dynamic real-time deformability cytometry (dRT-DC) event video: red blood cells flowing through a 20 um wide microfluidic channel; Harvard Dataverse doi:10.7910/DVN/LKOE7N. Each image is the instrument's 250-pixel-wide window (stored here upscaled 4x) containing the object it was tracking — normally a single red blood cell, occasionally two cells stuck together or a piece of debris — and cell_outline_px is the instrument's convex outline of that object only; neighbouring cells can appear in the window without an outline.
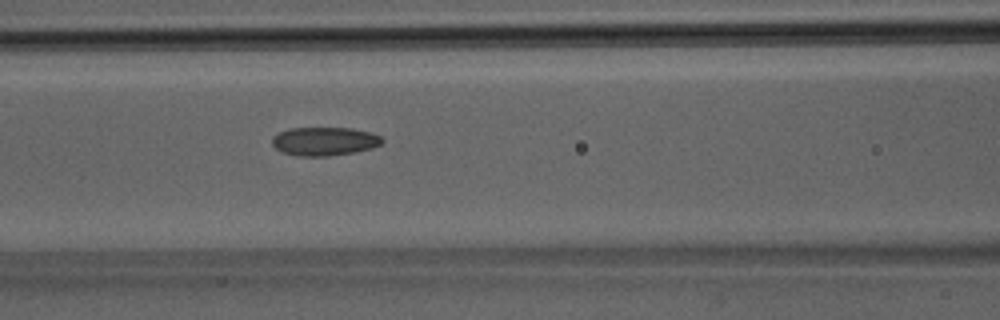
{"species": "Egyptian fruit bat (a non-hibernating species)", "species_latin": "Rousettus aegyptiacus", "temperature_condition": "room temperature", "stored_images_in_passage": 38, "camera_frame_rate_fps": 3000, "um_per_image_px": 0.085, "animal": {"sex": "male"}, "frame": {"image": 1, "passage_image": 16, "time_ms": 5.0, "image_size_px": [1000, 320], "cell_outline_px": [[384, 140], [380, 144], [372, 148], [356, 152], [328, 156], [296, 156], [280, 152], [272, 144], [272, 136], [288, 128], [352, 128], [372, 132], [380, 136]], "centroid_in_image_um": [27.57, 12.01], "position_along_channel_um": 139.0, "area_um2": 18.5}}
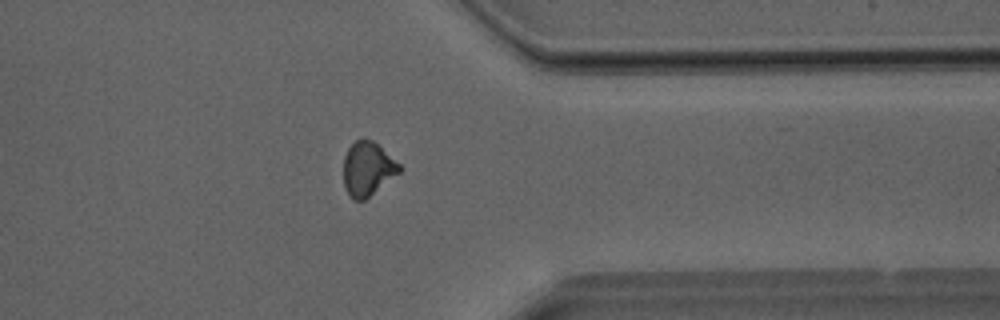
{"frame": {"image": 2, "passage_image": 30, "time_ms": 9.667, "image_size_px": [1000, 320], "cell_outline_px": [[400, 172], [364, 200], [352, 200], [344, 188], [344, 156], [348, 148], [356, 140], [372, 140], [400, 164]], "centroid_in_image_um": [31.22, 14.37], "position_along_channel_um": 380.2, "area_um2": 17.28}}
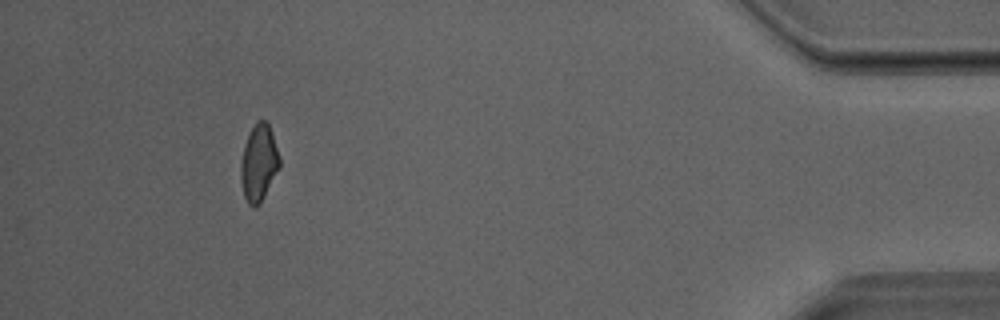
{"frame": {"image": 3, "passage_image": 35, "time_ms": 11.333, "image_size_px": [1000, 320], "cell_outline_px": [[280, 168], [260, 204], [256, 208], [252, 208], [248, 204], [244, 196], [240, 180], [240, 164], [244, 144], [248, 132], [256, 120], [264, 120], [268, 124], [280, 156]], "centroid_in_image_um": [21.98, 13.87], "position_along_channel_um": 413.2, "area_um2": 17.69}}